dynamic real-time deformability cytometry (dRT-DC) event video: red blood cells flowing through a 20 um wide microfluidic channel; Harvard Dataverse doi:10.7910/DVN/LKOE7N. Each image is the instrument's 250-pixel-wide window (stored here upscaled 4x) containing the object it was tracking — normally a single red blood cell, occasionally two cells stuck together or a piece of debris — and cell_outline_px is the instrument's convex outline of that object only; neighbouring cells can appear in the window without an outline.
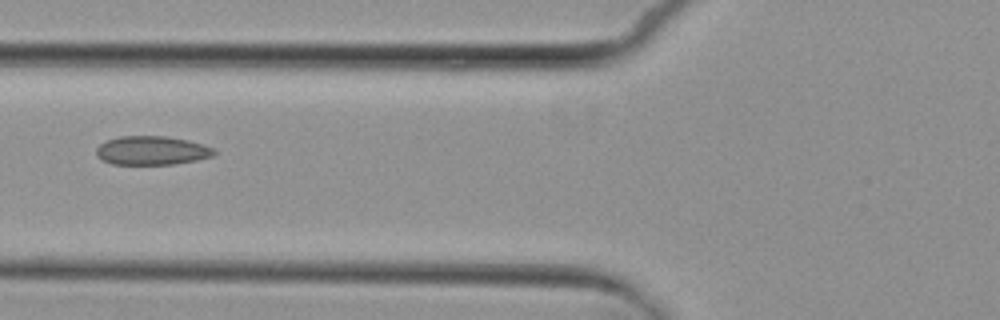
{"species": "common noctule bat (a hibernating species)", "species_latin": "Nyctalus noctula", "temperature_condition": "cold", "stored_images_in_passage": 7, "camera_frame_rate_fps": 3000, "um_per_image_px": 0.085, "animal": {"sex": "female", "body_mass_g": 29.2, "forearm_length_mm": 56.3}, "frame": {"image": 1, "passage_image": 7, "time_ms": 7.0, "image_size_px": [1000, 320], "cell_outline_px": [[216, 152], [212, 156], [196, 160], [172, 164], [112, 164], [100, 160], [96, 156], [96, 148], [100, 144], [108, 140], [120, 136], [164, 136], [188, 140], [204, 144], [212, 148]], "centroid_in_image_um": [12.87, 12.79], "position_along_channel_um": 112.9, "area_um2": 19.77}}